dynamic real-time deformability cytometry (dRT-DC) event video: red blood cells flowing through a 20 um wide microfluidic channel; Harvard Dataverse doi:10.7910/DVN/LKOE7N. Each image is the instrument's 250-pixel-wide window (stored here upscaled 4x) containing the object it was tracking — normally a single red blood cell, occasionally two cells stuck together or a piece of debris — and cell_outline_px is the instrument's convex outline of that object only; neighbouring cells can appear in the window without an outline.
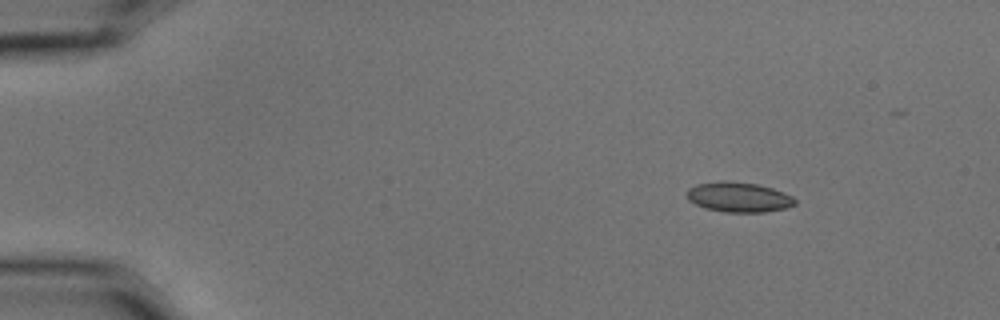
{"species": "common noctule bat (a hibernating species)", "species_latin": "Nyctalus noctula", "temperature_condition": "cold", "stored_images_in_passage": 4, "camera_frame_rate_fps": 3000, "um_per_image_px": 0.085, "animal": {"sex": "male", "body_mass_g": 15.6}, "frame": {"image": 1, "passage_image": 1, "time_ms": 0.0, "image_size_px": [1000, 320], "cell_outline_px": [[796, 204], [784, 208], [764, 212], [724, 212], [704, 208], [688, 200], [688, 188], [696, 184], [724, 180], [756, 184], [772, 188], [784, 192], [792, 196], [796, 200]], "centroid_in_image_um": [62.78, 16.75], "position_along_channel_um": 22.2, "area_um2": 18.84}}
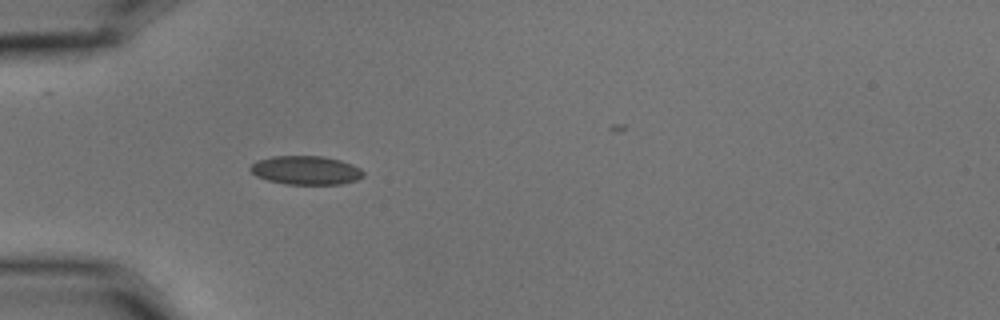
{"frame": {"image": 2, "passage_image": 4, "time_ms": 1.0, "image_size_px": [1000, 320], "cell_outline_px": [[364, 176], [356, 180], [340, 184], [288, 184], [268, 180], [256, 176], [248, 168], [252, 164], [260, 160], [272, 156], [324, 156], [340, 160], [352, 164], [360, 168], [364, 172]], "centroid_in_image_um": [26.02, 14.47], "position_along_channel_um": 59.0, "area_um2": 18.84}}